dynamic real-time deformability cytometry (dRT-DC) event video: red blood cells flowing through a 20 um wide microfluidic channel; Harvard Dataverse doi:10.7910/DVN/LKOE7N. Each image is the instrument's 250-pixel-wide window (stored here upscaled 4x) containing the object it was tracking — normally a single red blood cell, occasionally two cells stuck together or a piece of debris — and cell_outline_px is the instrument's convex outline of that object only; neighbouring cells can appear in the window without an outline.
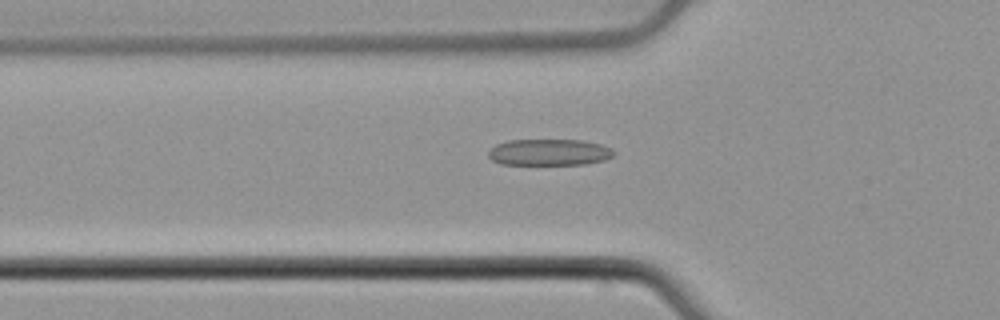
{"species": "common noctule bat (a hibernating species)", "species_latin": "Nyctalus noctula", "temperature_condition": "cold", "stored_images_in_passage": 39, "camera_frame_rate_fps": 3000, "um_per_image_px": 0.085, "animal": {"sex": "male", "body_mass_g": 21.5, "forearm_length_mm": 52.0}, "frame": {"image": 1, "passage_image": 4, "time_ms": 1.0, "image_size_px": [1000, 320], "cell_outline_px": [[616, 152], [612, 156], [604, 160], [584, 164], [500, 164], [492, 160], [488, 156], [488, 152], [496, 144], [508, 140], [580, 140], [600, 144], [612, 148]], "centroid_in_image_um": [46.68, 12.94], "position_along_channel_um": 79.1, "area_um2": 19.25}}
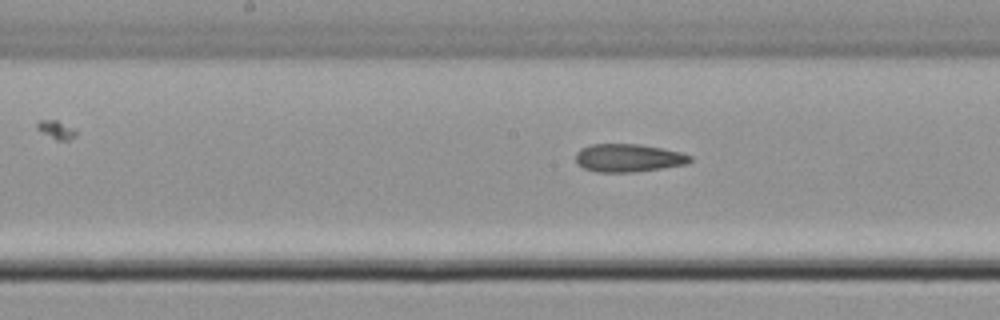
{"frame": {"image": 2, "passage_image": 13, "time_ms": 4.0, "image_size_px": [1000, 320], "cell_outline_px": [[692, 160], [688, 164], [632, 172], [596, 172], [584, 168], [576, 160], [576, 152], [580, 148], [592, 144], [640, 144], [680, 152], [692, 156]], "centroid_in_image_um": [53.41, 13.42], "position_along_channel_um": 194.8, "area_um2": 18.55}}
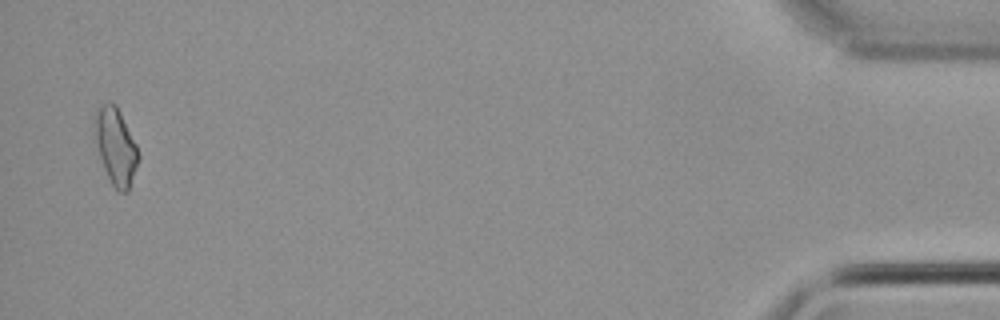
{"frame": {"image": 3, "passage_image": 38, "time_ms": 12.333, "image_size_px": [1000, 320], "cell_outline_px": [[140, 156], [128, 192], [116, 192], [104, 168], [96, 144], [92, 116], [96, 108], [100, 104], [112, 100], [116, 104], [136, 144]], "centroid_in_image_um": [9.81, 12.39], "position_along_channel_um": 425.4, "area_um2": 19.77}, "authors_computed_cell_mechanics": {"area_um2": 18.4382, "velocity_mm_per_s": 3.8409, "shape_relaxation_time_tau1_ms": null, "shape_relaxation_time_tau2_ms": 4.2718, "deformation_change_tau1": null, "deformation_change_tau2": 0.1389}}